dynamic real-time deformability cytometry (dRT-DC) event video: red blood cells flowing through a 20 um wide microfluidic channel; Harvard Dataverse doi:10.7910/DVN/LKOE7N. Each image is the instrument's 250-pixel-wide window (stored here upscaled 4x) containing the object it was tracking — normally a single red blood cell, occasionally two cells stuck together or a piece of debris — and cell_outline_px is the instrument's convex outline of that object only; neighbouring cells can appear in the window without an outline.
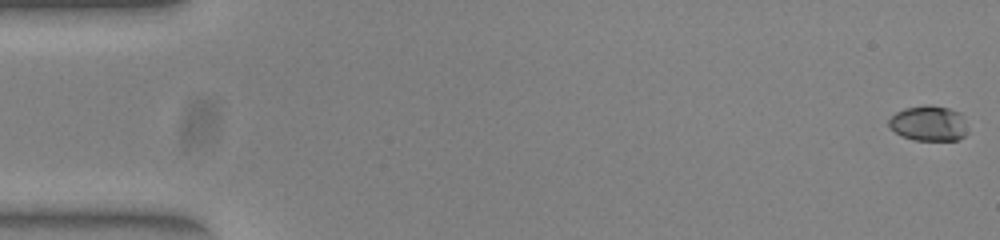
{"species": "common noctule bat (a hibernating species)", "species_latin": "Nyctalus noctula", "temperature_condition": "warm", "stored_images_in_passage": 45, "camera_frame_rate_fps": 3000, "um_per_image_px": 0.085, "animal": {"sex": "female", "body_mass_g": 23.0, "forearm_length_mm": 53.4}, "frame": {"image": 1, "passage_image": 1, "time_ms": 0.0, "image_size_px": [1000, 240], "cell_outline_px": [[964, 136], [956, 140], [912, 140], [896, 132], [888, 124], [888, 120], [896, 112], [904, 108], [948, 108], [960, 112], [964, 132]], "centroid_in_image_um": [78.88, 10.53], "position_along_channel_um": 6.1, "area_um2": 15.14}}
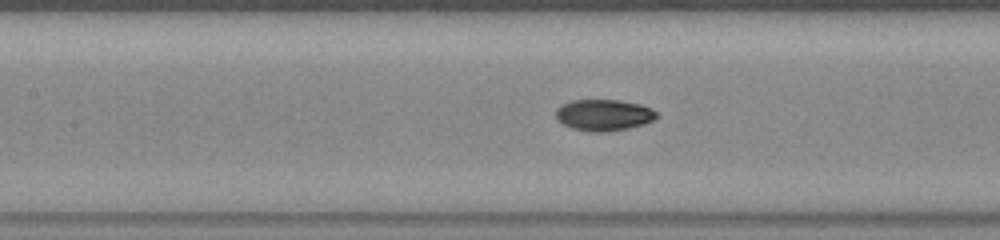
{"frame": {"image": 2, "passage_image": 24, "time_ms": 7.667, "image_size_px": [1000, 240], "cell_outline_px": [[660, 116], [644, 124], [628, 128], [604, 132], [592, 132], [572, 128], [556, 120], [556, 108], [572, 100], [616, 100], [640, 104], [652, 108]], "centroid_in_image_um": [51.33, 9.78], "position_along_channel_um": 156.1, "area_um2": 18.38}}
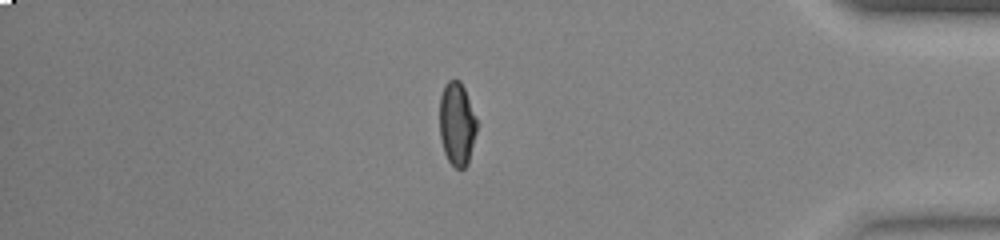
{"frame": {"image": 3, "passage_image": 45, "time_ms": 14.667, "image_size_px": [1000, 240], "cell_outline_px": [[476, 132], [468, 164], [464, 168], [456, 168], [448, 160], [444, 152], [440, 136], [440, 96], [444, 84], [448, 80], [460, 80], [464, 88], [476, 120]], "centroid_in_image_um": [38.82, 10.53], "position_along_channel_um": 396.4, "area_um2": 17.86}, "authors_computed_cell_mechanics": {"area_um2": 18.0336, "velocity_mm_per_s": 3.9377, "shape_relaxation_time_tau1_ms": 7.2054, "shape_relaxation_time_tau2_ms": 1.7207, "deformation_change_tau1": 0.2342, "deformation_change_tau2": 0.0515}}